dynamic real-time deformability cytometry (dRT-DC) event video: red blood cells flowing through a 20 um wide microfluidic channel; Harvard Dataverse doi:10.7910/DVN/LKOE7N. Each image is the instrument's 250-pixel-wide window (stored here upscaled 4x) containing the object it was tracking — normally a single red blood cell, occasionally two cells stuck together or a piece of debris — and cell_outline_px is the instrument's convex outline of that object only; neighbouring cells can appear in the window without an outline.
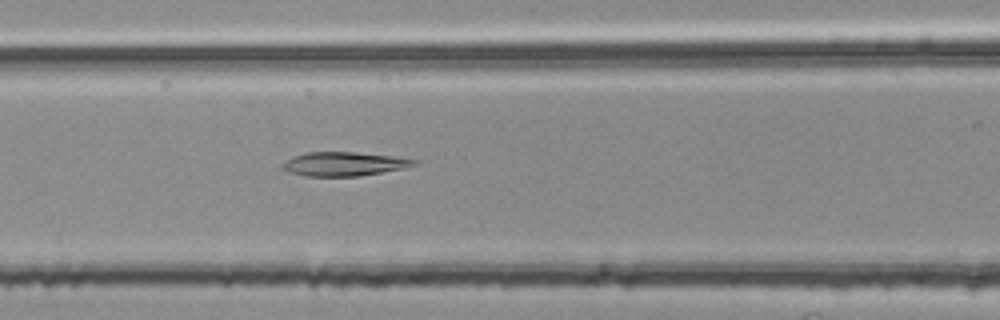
{"species": "common noctule bat (a hibernating species)", "species_latin": "Nyctalus noctula", "temperature_condition": "room temperature", "stored_images_in_passage": 39, "camera_frame_rate_fps": 3000, "um_per_image_px": 0.085, "animal": {"sex": "female", "body_mass_g": 25.1}, "frame": {"image": 1, "passage_image": 8, "time_ms": 2.333, "image_size_px": [1000, 320], "cell_outline_px": [[416, 164], [404, 168], [360, 176], [304, 176], [280, 168], [280, 164], [284, 160], [292, 156], [308, 152], [356, 152], [392, 156], [416, 160]], "centroid_in_image_um": [29.16, 13.93], "position_along_channel_um": 137.4, "area_um2": 18.32}}
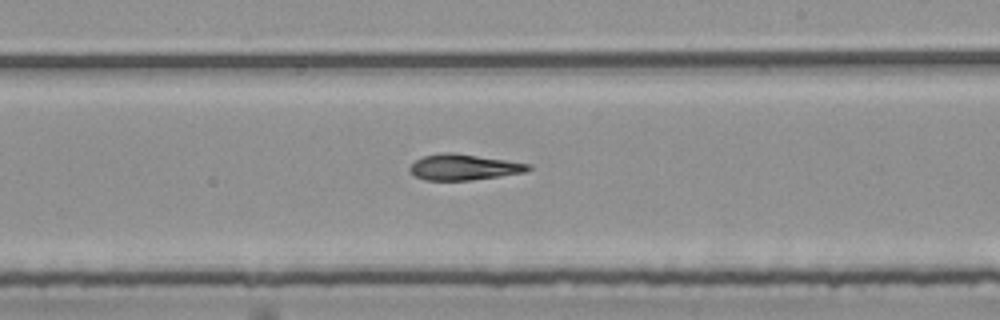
{"frame": {"image": 2, "passage_image": 17, "time_ms": 5.333, "image_size_px": [1000, 320], "cell_outline_px": [[532, 168], [524, 172], [500, 176], [468, 180], [424, 180], [416, 176], [408, 168], [416, 160], [424, 156], [440, 152], [452, 152], [532, 164]], "centroid_in_image_um": [39.42, 14.2], "position_along_channel_um": 249.6, "area_um2": 17.69}}
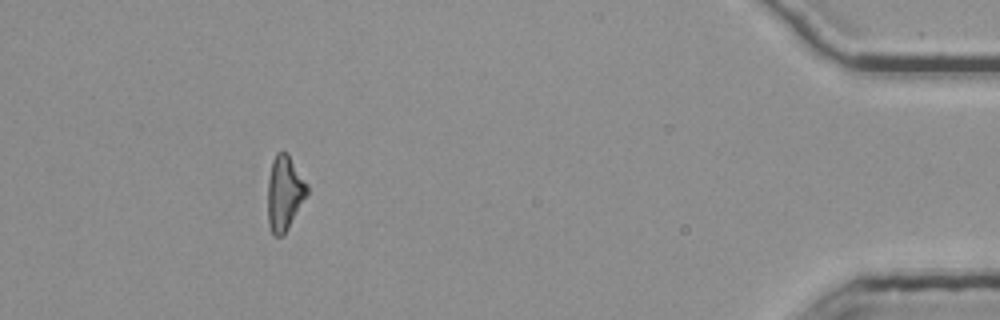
{"frame": {"image": 3, "passage_image": 35, "time_ms": 11.333, "image_size_px": [1000, 320], "cell_outline_px": [[308, 192], [284, 236], [272, 236], [268, 224], [268, 180], [272, 160], [276, 152], [288, 152], [308, 184]], "centroid_in_image_um": [24.18, 16.41], "position_along_channel_um": 411.0, "area_um2": 17.34}, "authors_computed_cell_mechanics": {"area_um2": 17.7446, "velocity_mm_per_s": 3.7519, "shape_relaxation_time_tau1_ms": null, "shape_relaxation_time_tau2_ms": 6.3204, "deformation_change_tau1": null, "deformation_change_tau2": 0.1688}}